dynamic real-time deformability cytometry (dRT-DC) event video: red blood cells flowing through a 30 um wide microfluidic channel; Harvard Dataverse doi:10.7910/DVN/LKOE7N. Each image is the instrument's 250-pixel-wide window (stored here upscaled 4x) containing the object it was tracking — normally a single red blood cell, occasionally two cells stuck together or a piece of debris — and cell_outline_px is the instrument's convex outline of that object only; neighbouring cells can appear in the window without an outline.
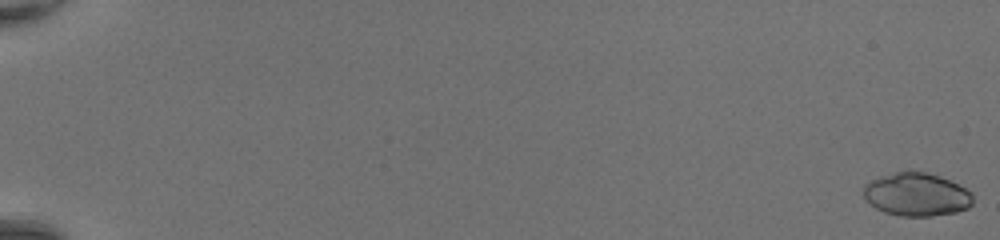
{"species": "common noctule bat (a hibernating species)", "species_latin": "Nyctalus noctula", "temperature_condition": "room temperature", "stored_images_in_passage": 50, "camera_frame_rate_fps": 3000, "um_per_image_px": 0.085, "animal": {"sex": "female", "body_mass_g": 20.0, "forearm_length_mm": 54.0}, "frame": {"image": 1, "passage_image": 1, "time_ms": 0.0, "image_size_px": [1000, 240], "cell_outline_px": [[972, 204], [968, 208], [956, 212], [932, 216], [900, 216], [884, 212], [876, 208], [864, 196], [864, 184], [880, 176], [908, 168], [928, 172], [940, 176], [972, 192]], "centroid_in_image_um": [77.9, 16.5], "position_along_channel_um": 7.1, "area_um2": 27.8}}
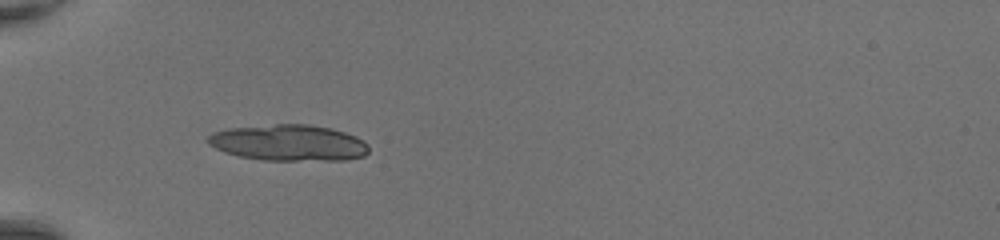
{"frame": {"image": 2, "passage_image": 19, "time_ms": 6.0, "image_size_px": [1000, 240], "cell_outline_px": [[368, 152], [364, 156], [348, 160], [264, 160], [240, 156], [224, 152], [208, 144], [204, 140], [212, 132], [228, 128], [276, 124], [308, 124], [332, 128], [356, 136], [364, 140], [368, 144]], "centroid_in_image_um": [24.54, 12.13], "position_along_channel_um": 60.5, "area_um2": 34.16}}